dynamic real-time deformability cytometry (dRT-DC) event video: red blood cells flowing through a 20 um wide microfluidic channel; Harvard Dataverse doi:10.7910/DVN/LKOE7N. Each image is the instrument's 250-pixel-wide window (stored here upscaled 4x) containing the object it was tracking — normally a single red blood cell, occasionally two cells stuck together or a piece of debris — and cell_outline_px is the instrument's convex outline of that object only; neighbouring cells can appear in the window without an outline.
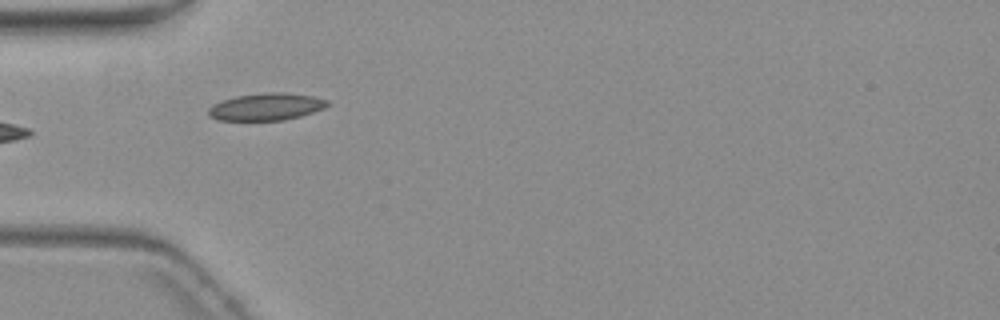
{"species": "common noctule bat (a hibernating species)", "species_latin": "Nyctalus noctula", "temperature_condition": "warm", "stored_images_in_passage": 6, "camera_frame_rate_fps": 3000, "um_per_image_px": 0.085, "animal": {"sex": "female", "body_mass_g": 19.3, "forearm_length_mm": 54.1}, "frame": {"image": 1, "passage_image": 5, "time_ms": 6.0, "image_size_px": [1000, 320], "cell_outline_px": [[332, 104], [324, 108], [300, 116], [284, 120], [216, 120], [208, 112], [208, 108], [224, 100], [236, 96], [264, 92], [284, 92], [312, 96], [328, 100]], "centroid_in_image_um": [22.68, 9.07], "position_along_channel_um": 62.3, "area_um2": 18.73}}
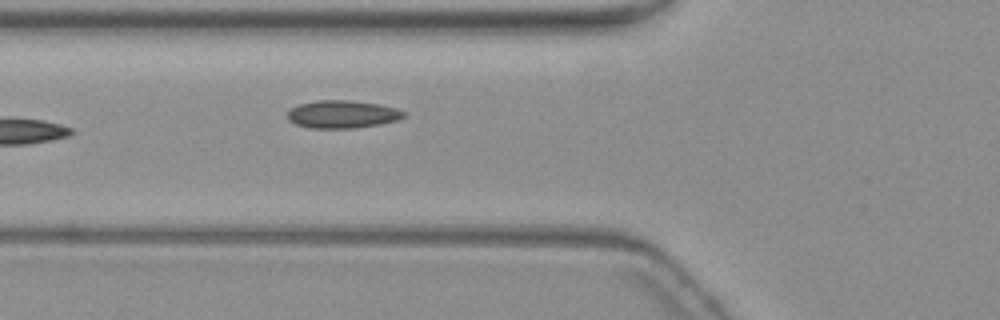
{"frame": {"image": 2, "passage_image": 6, "time_ms": 7.0, "image_size_px": [1000, 320], "cell_outline_px": [[408, 116], [396, 120], [380, 124], [352, 128], [308, 128], [296, 124], [288, 120], [288, 112], [292, 108], [300, 104], [316, 100], [348, 100], [376, 104], [396, 108], [404, 112]], "centroid_in_image_um": [29.09, 9.71], "position_along_channel_um": 96.7, "area_um2": 18.67}}